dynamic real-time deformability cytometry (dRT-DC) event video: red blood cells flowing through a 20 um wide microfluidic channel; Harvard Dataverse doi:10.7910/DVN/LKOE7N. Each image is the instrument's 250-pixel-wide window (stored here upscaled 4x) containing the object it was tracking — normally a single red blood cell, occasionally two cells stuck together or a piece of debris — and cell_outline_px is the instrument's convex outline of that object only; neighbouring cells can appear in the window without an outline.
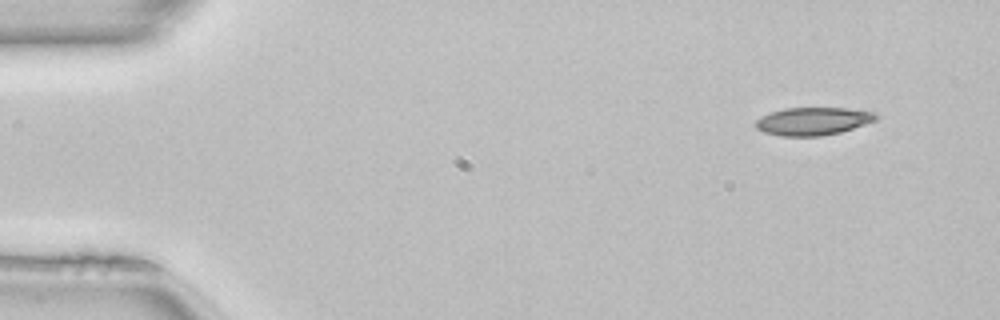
{"species": "common noctule bat (a hibernating species)", "species_latin": "Nyctalus noctula", "temperature_condition": "room temperature", "stored_images_in_passage": 11, "camera_frame_rate_fps": 3000, "um_per_image_px": 0.085, "animal": {"sex": "female", "body_mass_g": 22.7, "forearm_length_mm": 54.2}, "frame": {"image": 1, "passage_image": 1, "time_ms": 0.0, "image_size_px": [1000, 320], "cell_outline_px": [[880, 116], [876, 120], [840, 132], [820, 136], [780, 136], [764, 132], [756, 128], [756, 120], [772, 112], [784, 108], [844, 108], [876, 112]], "centroid_in_image_um": [69.13, 10.3], "position_along_channel_um": 15.9, "area_um2": 19.36}}
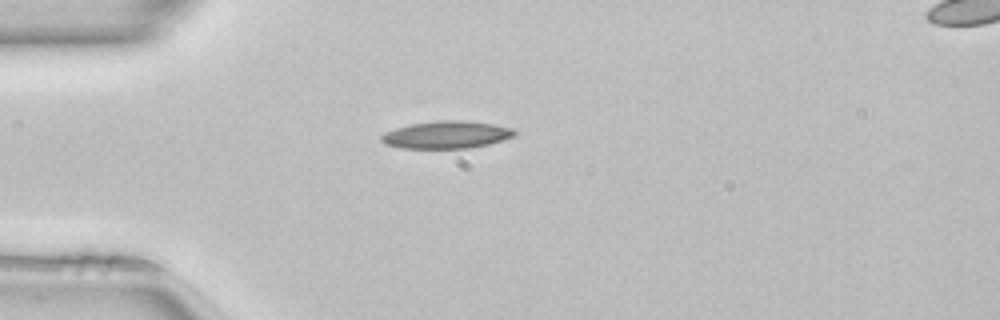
{"frame": {"image": 2, "passage_image": 10, "time_ms": 3.0, "image_size_px": [1000, 320], "cell_outline_px": [[516, 136], [488, 144], [468, 148], [404, 148], [384, 144], [380, 140], [380, 136], [384, 132], [396, 128], [412, 124], [436, 120], [464, 120], [492, 124], [512, 128], [516, 132]], "centroid_in_image_um": [37.94, 11.45], "position_along_channel_um": 47.1, "area_um2": 21.27}}